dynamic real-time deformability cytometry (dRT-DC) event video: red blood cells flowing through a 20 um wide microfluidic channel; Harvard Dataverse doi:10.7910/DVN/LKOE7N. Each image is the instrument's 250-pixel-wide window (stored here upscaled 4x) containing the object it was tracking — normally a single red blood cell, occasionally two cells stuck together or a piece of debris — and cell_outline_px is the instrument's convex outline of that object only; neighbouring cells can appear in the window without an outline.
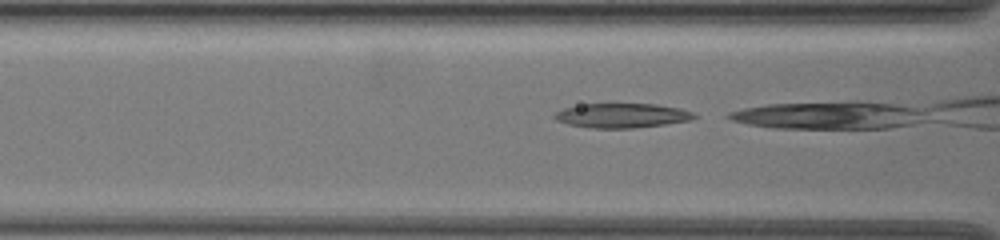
{"species": "common noctule bat (a hibernating species)", "species_latin": "Nyctalus noctula", "temperature_condition": "warm", "stored_images_in_passage": 29, "camera_frame_rate_fps": 3000, "um_per_image_px": 0.085, "animal": {"sex": "female", "body_mass_g": 19.5, "forearm_length_mm": 54.1}, "frame": {"image": 1, "passage_image": 26, "time_ms": 8.333, "image_size_px": [1000, 240], "cell_outline_px": [[696, 116], [692, 120], [664, 124], [632, 128], [592, 128], [568, 124], [556, 120], [552, 116], [556, 112], [564, 108], [580, 104], [656, 104], [680, 108], [692, 112]], "centroid_in_image_um": [52.84, 9.82], "position_along_channel_um": 113.8, "area_um2": 19.83}}